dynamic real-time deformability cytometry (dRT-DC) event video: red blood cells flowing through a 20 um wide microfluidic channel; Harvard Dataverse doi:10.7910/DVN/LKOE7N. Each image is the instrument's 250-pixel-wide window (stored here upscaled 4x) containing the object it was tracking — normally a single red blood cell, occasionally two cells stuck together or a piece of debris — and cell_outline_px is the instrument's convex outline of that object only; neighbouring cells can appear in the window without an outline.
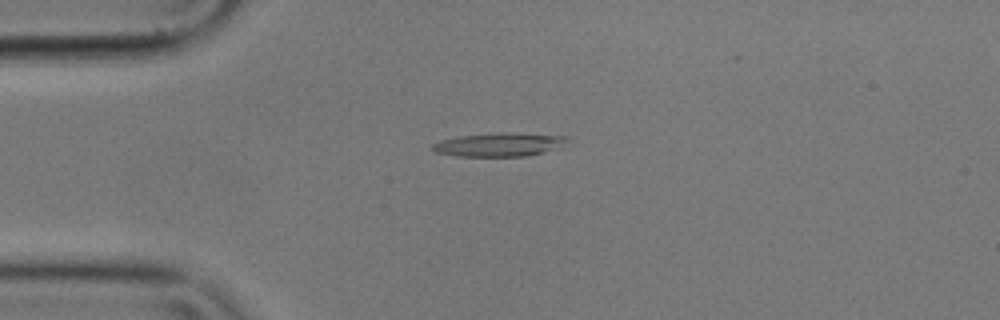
{"species": "common noctule bat (a hibernating species)", "species_latin": "Nyctalus noctula", "temperature_condition": "cold", "stored_images_in_passage": 11, "camera_frame_rate_fps": 3000, "um_per_image_px": 0.085, "animal": {"sex": "male", "body_mass_g": 17.9}, "frame": {"image": 1, "passage_image": 4, "time_ms": 1.0, "image_size_px": [1000, 320], "cell_outline_px": [[572, 136], [560, 148], [544, 152], [524, 156], [456, 156], [436, 152], [432, 148], [432, 144], [440, 140], [460, 136], [500, 132], [508, 132]], "centroid_in_image_um": [42.49, 12.28], "position_along_channel_um": 42.5, "area_um2": 18.67}}
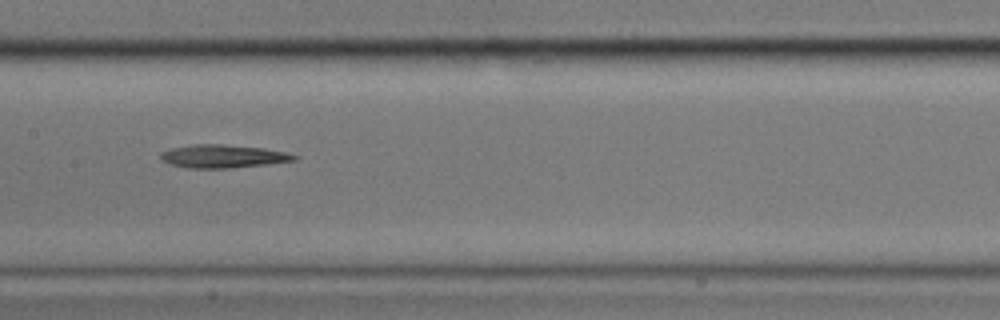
{"frame": {"image": 2, "passage_image": 8, "time_ms": 2.333, "image_size_px": [1000, 320], "cell_outline_px": [[300, 156], [296, 160], [264, 164], [228, 168], [188, 168], [168, 164], [160, 156], [160, 152], [172, 148], [192, 144], [220, 144], [264, 148], [284, 152]], "centroid_in_image_um": [18.92, 13.28], "position_along_channel_um": 188.5, "area_um2": 17.86}}
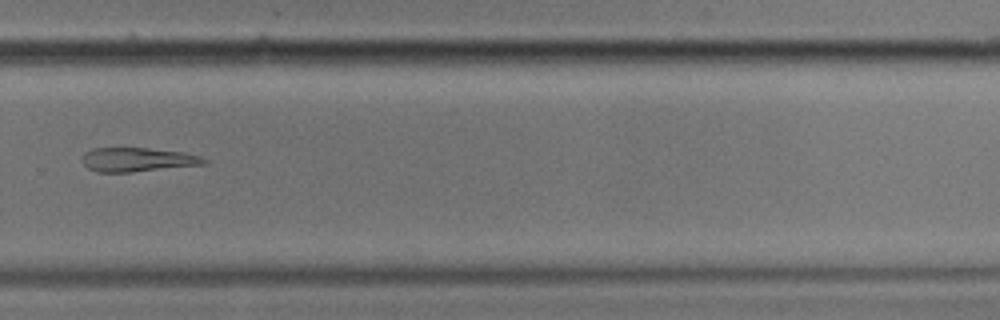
{"frame": {"image": 3, "passage_image": 11, "time_ms": 3.333, "image_size_px": [1000, 320], "cell_outline_px": [[208, 164], [132, 172], [96, 172], [88, 168], [80, 160], [84, 152], [92, 148], [148, 148], [184, 152], [200, 156], [208, 160]], "centroid_in_image_um": [11.68, 13.57], "position_along_channel_um": 318.1, "area_um2": 17.28}}